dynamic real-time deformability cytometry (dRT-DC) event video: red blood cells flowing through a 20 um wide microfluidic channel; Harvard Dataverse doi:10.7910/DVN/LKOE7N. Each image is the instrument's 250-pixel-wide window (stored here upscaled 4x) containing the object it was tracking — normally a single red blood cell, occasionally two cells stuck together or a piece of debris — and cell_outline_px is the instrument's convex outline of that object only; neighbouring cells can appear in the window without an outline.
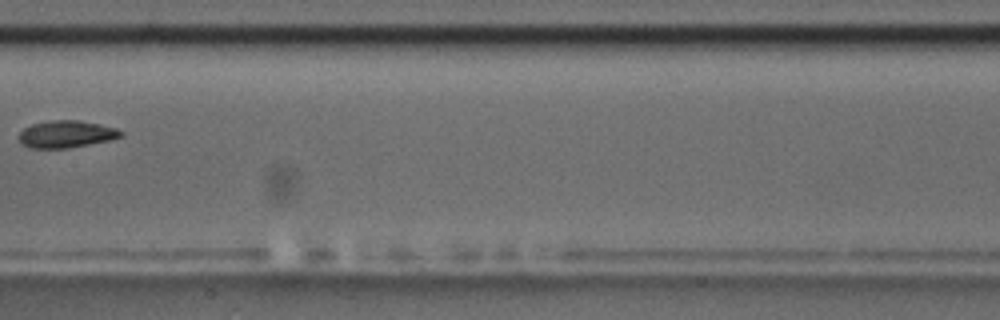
{"species": "common noctule bat (a hibernating species)", "species_latin": "Nyctalus noctula", "temperature_condition": "room temperature", "stored_images_in_passage": 9, "camera_frame_rate_fps": 3000, "um_per_image_px": 0.085, "animal": {"sex": "male", "body_mass_g": 17.5, "forearm_length_mm": 52.3}, "frame": {"image": 1, "passage_image": 8, "time_ms": 8.0, "image_size_px": [1000, 320], "cell_outline_px": [[124, 136], [112, 140], [68, 148], [28, 148], [20, 144], [16, 136], [24, 128], [32, 124], [48, 120], [80, 120], [100, 124], [116, 128], [124, 132]], "centroid_in_image_um": [5.62, 11.4], "position_along_channel_um": 201.8, "area_um2": 16.53}}
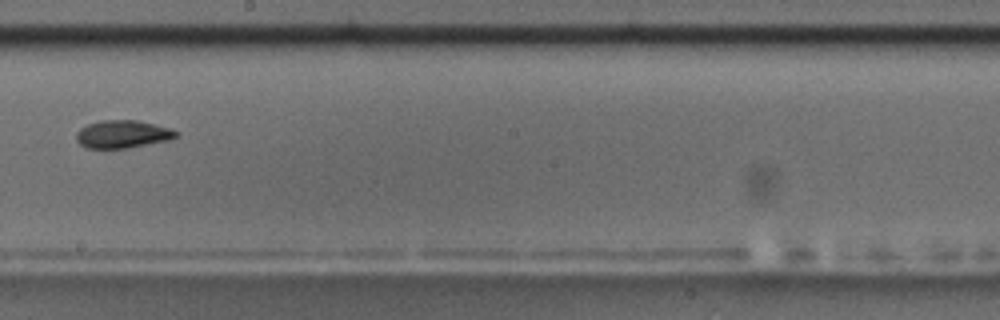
{"frame": {"image": 2, "passage_image": 9, "time_ms": 9.0, "image_size_px": [1000, 320], "cell_outline_px": [[180, 132], [176, 136], [168, 140], [128, 148], [84, 148], [76, 140], [76, 132], [80, 128], [88, 124], [100, 120], [136, 120], [156, 124], [172, 128]], "centroid_in_image_um": [10.42, 11.4], "position_along_channel_um": 237.8, "area_um2": 16.3}}